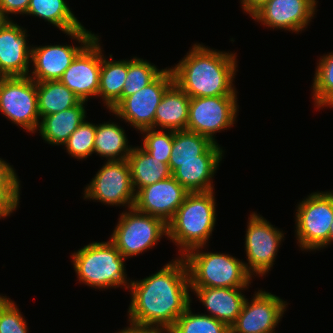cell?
Listing matches in <instances>:
<instances>
[{
    "instance_id": "52a82bcc",
    "label": "cell",
    "mask_w": 333,
    "mask_h": 333,
    "mask_svg": "<svg viewBox=\"0 0 333 333\" xmlns=\"http://www.w3.org/2000/svg\"><path fill=\"white\" fill-rule=\"evenodd\" d=\"M110 236L125 259L153 249L161 238L167 237V224L158 217L144 214L134 207L123 211Z\"/></svg>"
},
{
    "instance_id": "e0dca14e",
    "label": "cell",
    "mask_w": 333,
    "mask_h": 333,
    "mask_svg": "<svg viewBox=\"0 0 333 333\" xmlns=\"http://www.w3.org/2000/svg\"><path fill=\"white\" fill-rule=\"evenodd\" d=\"M189 192L173 177L141 188L135 196L134 208L161 218L166 224L173 218Z\"/></svg>"
},
{
    "instance_id": "d4e9b609",
    "label": "cell",
    "mask_w": 333,
    "mask_h": 333,
    "mask_svg": "<svg viewBox=\"0 0 333 333\" xmlns=\"http://www.w3.org/2000/svg\"><path fill=\"white\" fill-rule=\"evenodd\" d=\"M125 130L114 122L96 124L94 153L107 161H120L128 158L132 145H128Z\"/></svg>"
},
{
    "instance_id": "f1b7e54d",
    "label": "cell",
    "mask_w": 333,
    "mask_h": 333,
    "mask_svg": "<svg viewBox=\"0 0 333 333\" xmlns=\"http://www.w3.org/2000/svg\"><path fill=\"white\" fill-rule=\"evenodd\" d=\"M164 69H158L153 63L139 57L127 60V77L125 79L122 96L108 109L111 111L123 98L151 83Z\"/></svg>"
},
{
    "instance_id": "836d02e7",
    "label": "cell",
    "mask_w": 333,
    "mask_h": 333,
    "mask_svg": "<svg viewBox=\"0 0 333 333\" xmlns=\"http://www.w3.org/2000/svg\"><path fill=\"white\" fill-rule=\"evenodd\" d=\"M16 305L7 296H0V333H28L25 317Z\"/></svg>"
},
{
    "instance_id": "d6986e66",
    "label": "cell",
    "mask_w": 333,
    "mask_h": 333,
    "mask_svg": "<svg viewBox=\"0 0 333 333\" xmlns=\"http://www.w3.org/2000/svg\"><path fill=\"white\" fill-rule=\"evenodd\" d=\"M245 289L191 287V292H194L209 312L206 315L216 318L230 328L242 311L246 300V296L242 292Z\"/></svg>"
},
{
    "instance_id": "2e32d148",
    "label": "cell",
    "mask_w": 333,
    "mask_h": 333,
    "mask_svg": "<svg viewBox=\"0 0 333 333\" xmlns=\"http://www.w3.org/2000/svg\"><path fill=\"white\" fill-rule=\"evenodd\" d=\"M317 0H268L250 17L268 28L299 33L317 11Z\"/></svg>"
},
{
    "instance_id": "ffe728a7",
    "label": "cell",
    "mask_w": 333,
    "mask_h": 333,
    "mask_svg": "<svg viewBox=\"0 0 333 333\" xmlns=\"http://www.w3.org/2000/svg\"><path fill=\"white\" fill-rule=\"evenodd\" d=\"M224 150L208 137L188 130L174 131L169 162L222 160Z\"/></svg>"
},
{
    "instance_id": "ba28073f",
    "label": "cell",
    "mask_w": 333,
    "mask_h": 333,
    "mask_svg": "<svg viewBox=\"0 0 333 333\" xmlns=\"http://www.w3.org/2000/svg\"><path fill=\"white\" fill-rule=\"evenodd\" d=\"M0 112L26 132L36 133L41 120L37 82L29 76L0 77Z\"/></svg>"
},
{
    "instance_id": "7402d4cb",
    "label": "cell",
    "mask_w": 333,
    "mask_h": 333,
    "mask_svg": "<svg viewBox=\"0 0 333 333\" xmlns=\"http://www.w3.org/2000/svg\"><path fill=\"white\" fill-rule=\"evenodd\" d=\"M85 104L87 105V102L80 101L70 109L43 116L37 129L39 135L48 144L63 146L72 132L85 121Z\"/></svg>"
},
{
    "instance_id": "8992f818",
    "label": "cell",
    "mask_w": 333,
    "mask_h": 333,
    "mask_svg": "<svg viewBox=\"0 0 333 333\" xmlns=\"http://www.w3.org/2000/svg\"><path fill=\"white\" fill-rule=\"evenodd\" d=\"M297 205L295 236L298 246L307 252L328 247L333 220V190L313 192Z\"/></svg>"
},
{
    "instance_id": "8fae6325",
    "label": "cell",
    "mask_w": 333,
    "mask_h": 333,
    "mask_svg": "<svg viewBox=\"0 0 333 333\" xmlns=\"http://www.w3.org/2000/svg\"><path fill=\"white\" fill-rule=\"evenodd\" d=\"M84 199L104 205L133 208L136 192L133 188L127 159L107 161L84 188Z\"/></svg>"
},
{
    "instance_id": "5b68a950",
    "label": "cell",
    "mask_w": 333,
    "mask_h": 333,
    "mask_svg": "<svg viewBox=\"0 0 333 333\" xmlns=\"http://www.w3.org/2000/svg\"><path fill=\"white\" fill-rule=\"evenodd\" d=\"M205 247L193 248L183 256L190 287L248 289L253 278L246 270L244 261L230 254L204 252L202 249Z\"/></svg>"
},
{
    "instance_id": "83f0119b",
    "label": "cell",
    "mask_w": 333,
    "mask_h": 333,
    "mask_svg": "<svg viewBox=\"0 0 333 333\" xmlns=\"http://www.w3.org/2000/svg\"><path fill=\"white\" fill-rule=\"evenodd\" d=\"M103 51L97 98L101 97L109 109L122 96L127 77V60H108Z\"/></svg>"
},
{
    "instance_id": "f546056e",
    "label": "cell",
    "mask_w": 333,
    "mask_h": 333,
    "mask_svg": "<svg viewBox=\"0 0 333 333\" xmlns=\"http://www.w3.org/2000/svg\"><path fill=\"white\" fill-rule=\"evenodd\" d=\"M313 78L312 98L317 109L333 107V51L320 57Z\"/></svg>"
},
{
    "instance_id": "603a6c76",
    "label": "cell",
    "mask_w": 333,
    "mask_h": 333,
    "mask_svg": "<svg viewBox=\"0 0 333 333\" xmlns=\"http://www.w3.org/2000/svg\"><path fill=\"white\" fill-rule=\"evenodd\" d=\"M222 160L169 162L172 176L188 192L214 190L213 178Z\"/></svg>"
},
{
    "instance_id": "7a4b0ae2",
    "label": "cell",
    "mask_w": 333,
    "mask_h": 333,
    "mask_svg": "<svg viewBox=\"0 0 333 333\" xmlns=\"http://www.w3.org/2000/svg\"><path fill=\"white\" fill-rule=\"evenodd\" d=\"M236 57V53L196 43L170 69L174 82L190 98L237 95L233 83L238 71Z\"/></svg>"
},
{
    "instance_id": "4316f807",
    "label": "cell",
    "mask_w": 333,
    "mask_h": 333,
    "mask_svg": "<svg viewBox=\"0 0 333 333\" xmlns=\"http://www.w3.org/2000/svg\"><path fill=\"white\" fill-rule=\"evenodd\" d=\"M81 100L59 80L37 82L40 118L76 106Z\"/></svg>"
},
{
    "instance_id": "9a60e30c",
    "label": "cell",
    "mask_w": 333,
    "mask_h": 333,
    "mask_svg": "<svg viewBox=\"0 0 333 333\" xmlns=\"http://www.w3.org/2000/svg\"><path fill=\"white\" fill-rule=\"evenodd\" d=\"M97 35L73 60L59 81L81 101L98 96L102 47Z\"/></svg>"
},
{
    "instance_id": "8d00e7d4",
    "label": "cell",
    "mask_w": 333,
    "mask_h": 333,
    "mask_svg": "<svg viewBox=\"0 0 333 333\" xmlns=\"http://www.w3.org/2000/svg\"><path fill=\"white\" fill-rule=\"evenodd\" d=\"M30 0H0V12L9 20V14L26 15Z\"/></svg>"
},
{
    "instance_id": "4dcf8cb0",
    "label": "cell",
    "mask_w": 333,
    "mask_h": 333,
    "mask_svg": "<svg viewBox=\"0 0 333 333\" xmlns=\"http://www.w3.org/2000/svg\"><path fill=\"white\" fill-rule=\"evenodd\" d=\"M166 333H230V328L205 313L193 314L190 305Z\"/></svg>"
},
{
    "instance_id": "74e56055",
    "label": "cell",
    "mask_w": 333,
    "mask_h": 333,
    "mask_svg": "<svg viewBox=\"0 0 333 333\" xmlns=\"http://www.w3.org/2000/svg\"><path fill=\"white\" fill-rule=\"evenodd\" d=\"M129 324H130V326L124 327V329H122L116 333H165V331L158 329V328L141 326V325H136L133 323H129Z\"/></svg>"
},
{
    "instance_id": "cb8c5ba5",
    "label": "cell",
    "mask_w": 333,
    "mask_h": 333,
    "mask_svg": "<svg viewBox=\"0 0 333 333\" xmlns=\"http://www.w3.org/2000/svg\"><path fill=\"white\" fill-rule=\"evenodd\" d=\"M127 161L136 193L141 188L172 176L169 164L152 157L141 146L132 148Z\"/></svg>"
},
{
    "instance_id": "30bf717a",
    "label": "cell",
    "mask_w": 333,
    "mask_h": 333,
    "mask_svg": "<svg viewBox=\"0 0 333 333\" xmlns=\"http://www.w3.org/2000/svg\"><path fill=\"white\" fill-rule=\"evenodd\" d=\"M237 95L190 98L186 130L208 137L231 128L236 122L239 105ZM215 134V135H214Z\"/></svg>"
},
{
    "instance_id": "5bb4252c",
    "label": "cell",
    "mask_w": 333,
    "mask_h": 333,
    "mask_svg": "<svg viewBox=\"0 0 333 333\" xmlns=\"http://www.w3.org/2000/svg\"><path fill=\"white\" fill-rule=\"evenodd\" d=\"M252 298L250 301L246 298L236 322L230 327V333H275L287 310V301L261 289Z\"/></svg>"
},
{
    "instance_id": "d590c367",
    "label": "cell",
    "mask_w": 333,
    "mask_h": 333,
    "mask_svg": "<svg viewBox=\"0 0 333 333\" xmlns=\"http://www.w3.org/2000/svg\"><path fill=\"white\" fill-rule=\"evenodd\" d=\"M20 185L13 165L0 158V188H21Z\"/></svg>"
},
{
    "instance_id": "d6a6232c",
    "label": "cell",
    "mask_w": 333,
    "mask_h": 333,
    "mask_svg": "<svg viewBox=\"0 0 333 333\" xmlns=\"http://www.w3.org/2000/svg\"><path fill=\"white\" fill-rule=\"evenodd\" d=\"M145 134L143 137L142 148L148 152L152 157L157 158L159 161L169 164L171 156L174 131L172 130H157L145 129L140 131Z\"/></svg>"
},
{
    "instance_id": "9c48e42d",
    "label": "cell",
    "mask_w": 333,
    "mask_h": 333,
    "mask_svg": "<svg viewBox=\"0 0 333 333\" xmlns=\"http://www.w3.org/2000/svg\"><path fill=\"white\" fill-rule=\"evenodd\" d=\"M247 224L245 252L248 262H244L246 270L251 276H265L274 265L284 233L257 212L250 213Z\"/></svg>"
},
{
    "instance_id": "4fadbf2b",
    "label": "cell",
    "mask_w": 333,
    "mask_h": 333,
    "mask_svg": "<svg viewBox=\"0 0 333 333\" xmlns=\"http://www.w3.org/2000/svg\"><path fill=\"white\" fill-rule=\"evenodd\" d=\"M65 34L78 41L80 46L67 44L33 46L31 52L33 71L28 75L31 79L36 82L59 80L76 56L97 36L85 27Z\"/></svg>"
},
{
    "instance_id": "ab89813d",
    "label": "cell",
    "mask_w": 333,
    "mask_h": 333,
    "mask_svg": "<svg viewBox=\"0 0 333 333\" xmlns=\"http://www.w3.org/2000/svg\"><path fill=\"white\" fill-rule=\"evenodd\" d=\"M9 21L1 12H0V30L4 27V25Z\"/></svg>"
},
{
    "instance_id": "7c38bea8",
    "label": "cell",
    "mask_w": 333,
    "mask_h": 333,
    "mask_svg": "<svg viewBox=\"0 0 333 333\" xmlns=\"http://www.w3.org/2000/svg\"><path fill=\"white\" fill-rule=\"evenodd\" d=\"M173 82L172 71L166 67L151 83L123 98L110 112L137 131L154 129L156 108Z\"/></svg>"
},
{
    "instance_id": "277c9868",
    "label": "cell",
    "mask_w": 333,
    "mask_h": 333,
    "mask_svg": "<svg viewBox=\"0 0 333 333\" xmlns=\"http://www.w3.org/2000/svg\"><path fill=\"white\" fill-rule=\"evenodd\" d=\"M71 256L79 283L101 290L111 287L129 290L131 281L125 272L126 259L110 240L91 242Z\"/></svg>"
},
{
    "instance_id": "e575fe53",
    "label": "cell",
    "mask_w": 333,
    "mask_h": 333,
    "mask_svg": "<svg viewBox=\"0 0 333 333\" xmlns=\"http://www.w3.org/2000/svg\"><path fill=\"white\" fill-rule=\"evenodd\" d=\"M20 194V188H0V219H5L16 211Z\"/></svg>"
},
{
    "instance_id": "f35d334b",
    "label": "cell",
    "mask_w": 333,
    "mask_h": 333,
    "mask_svg": "<svg viewBox=\"0 0 333 333\" xmlns=\"http://www.w3.org/2000/svg\"><path fill=\"white\" fill-rule=\"evenodd\" d=\"M268 0H240L243 11L248 13L250 16L264 5Z\"/></svg>"
},
{
    "instance_id": "3957f363",
    "label": "cell",
    "mask_w": 333,
    "mask_h": 333,
    "mask_svg": "<svg viewBox=\"0 0 333 333\" xmlns=\"http://www.w3.org/2000/svg\"><path fill=\"white\" fill-rule=\"evenodd\" d=\"M214 190L189 192L173 218L167 223V239L183 257L189 250L207 245L216 224Z\"/></svg>"
},
{
    "instance_id": "1f68e13d",
    "label": "cell",
    "mask_w": 333,
    "mask_h": 333,
    "mask_svg": "<svg viewBox=\"0 0 333 333\" xmlns=\"http://www.w3.org/2000/svg\"><path fill=\"white\" fill-rule=\"evenodd\" d=\"M96 125L85 121L77 127L64 144L66 151L76 159H86L94 153Z\"/></svg>"
},
{
    "instance_id": "6da1fadb",
    "label": "cell",
    "mask_w": 333,
    "mask_h": 333,
    "mask_svg": "<svg viewBox=\"0 0 333 333\" xmlns=\"http://www.w3.org/2000/svg\"><path fill=\"white\" fill-rule=\"evenodd\" d=\"M173 260L149 277L130 280L129 323L167 332L191 305L186 261L180 256Z\"/></svg>"
},
{
    "instance_id": "484cf974",
    "label": "cell",
    "mask_w": 333,
    "mask_h": 333,
    "mask_svg": "<svg viewBox=\"0 0 333 333\" xmlns=\"http://www.w3.org/2000/svg\"><path fill=\"white\" fill-rule=\"evenodd\" d=\"M65 0H30L26 15L35 16L68 33L84 26Z\"/></svg>"
},
{
    "instance_id": "ac0fdd59",
    "label": "cell",
    "mask_w": 333,
    "mask_h": 333,
    "mask_svg": "<svg viewBox=\"0 0 333 333\" xmlns=\"http://www.w3.org/2000/svg\"><path fill=\"white\" fill-rule=\"evenodd\" d=\"M9 20L0 30V76H28L32 46L27 29Z\"/></svg>"
},
{
    "instance_id": "60d3db41",
    "label": "cell",
    "mask_w": 333,
    "mask_h": 333,
    "mask_svg": "<svg viewBox=\"0 0 333 333\" xmlns=\"http://www.w3.org/2000/svg\"><path fill=\"white\" fill-rule=\"evenodd\" d=\"M332 242H333V220L329 231V245H331Z\"/></svg>"
},
{
    "instance_id": "44dd1931",
    "label": "cell",
    "mask_w": 333,
    "mask_h": 333,
    "mask_svg": "<svg viewBox=\"0 0 333 333\" xmlns=\"http://www.w3.org/2000/svg\"><path fill=\"white\" fill-rule=\"evenodd\" d=\"M190 97L173 82L156 108L154 129L186 130Z\"/></svg>"
}]
</instances>
